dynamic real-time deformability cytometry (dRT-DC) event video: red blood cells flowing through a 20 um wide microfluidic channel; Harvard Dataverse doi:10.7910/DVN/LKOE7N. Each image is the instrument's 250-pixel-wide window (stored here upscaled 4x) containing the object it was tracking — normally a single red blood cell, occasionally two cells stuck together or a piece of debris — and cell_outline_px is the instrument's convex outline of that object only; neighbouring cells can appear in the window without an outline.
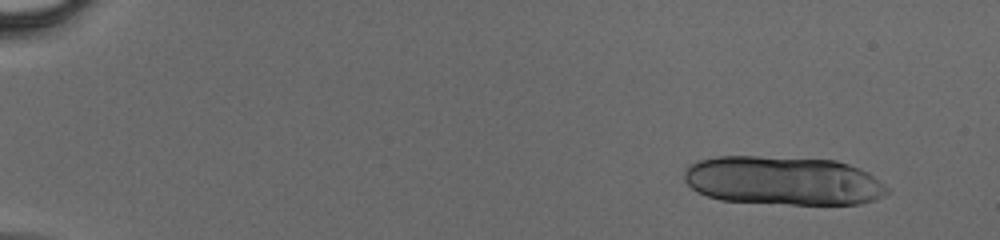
{"species": "human", "species_latin": "Homo sapiens", "temperature_condition": "cold", "stored_images_in_passage": 14, "camera_frame_rate_fps": 3000, "um_per_image_px": 0.085, "donor": {"sex": "male"}, "frame": {"image": 1, "passage_image": 1, "time_ms": 0.0, "image_size_px": [1000, 240], "cell_outline_px": [[888, 192], [872, 200], [860, 204], [788, 204], [720, 200], [696, 192], [684, 180], [684, 168], [688, 164], [696, 160], [716, 156], [756, 156], [836, 160], [848, 164], [868, 172], [888, 188]], "centroid_in_image_um": [66.49, 15.35], "position_along_channel_um": 18.5, "area_um2": 57.92}}